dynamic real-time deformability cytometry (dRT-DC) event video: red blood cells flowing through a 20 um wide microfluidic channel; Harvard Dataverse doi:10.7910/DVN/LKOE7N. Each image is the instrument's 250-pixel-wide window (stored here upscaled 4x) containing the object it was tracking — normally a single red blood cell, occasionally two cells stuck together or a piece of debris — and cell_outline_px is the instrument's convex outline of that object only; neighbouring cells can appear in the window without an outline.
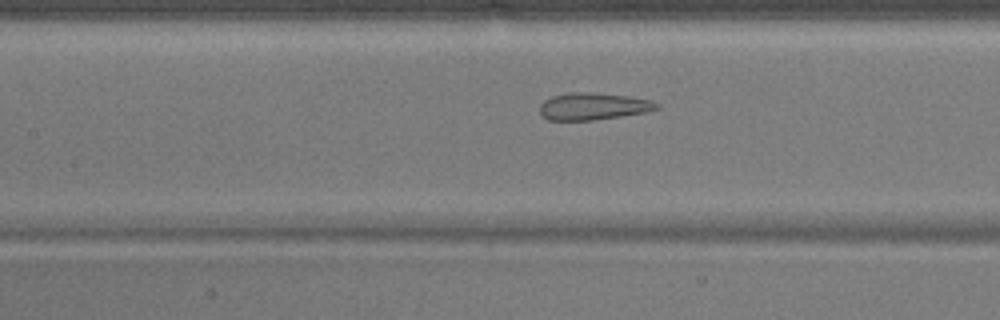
{"species": "common noctule bat (a hibernating species)", "species_latin": "Nyctalus noctula", "temperature_condition": "warm", "stored_images_in_passage": 41, "camera_frame_rate_fps": 3000, "um_per_image_px": 0.085, "animal": {"sex": "male", "body_mass_g": 17.9}, "frame": {"image": 1, "passage_image": 17, "time_ms": 5.333, "image_size_px": [1000, 320], "cell_outline_px": [[660, 108], [648, 112], [592, 120], [548, 120], [540, 112], [540, 104], [544, 100], [552, 96], [568, 92], [592, 92], [628, 96], [652, 100], [660, 104]], "centroid_in_image_um": [50.45, 9.03], "position_along_channel_um": 157.0, "area_um2": 18.55}}
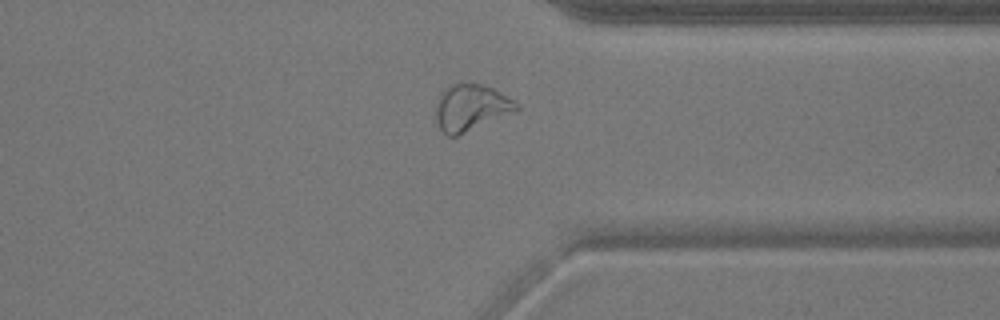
{"frame": {"image": 2, "passage_image": 34, "time_ms": 11.0, "image_size_px": [1000, 320], "cell_outline_px": [[520, 108], [516, 112], [456, 136], [448, 136], [440, 128], [436, 120], [436, 100], [440, 92], [448, 84], [460, 80], [480, 84], [492, 88], [520, 104]], "centroid_in_image_um": [40.01, 9.1], "position_along_channel_um": 371.4, "area_um2": 22.31}}
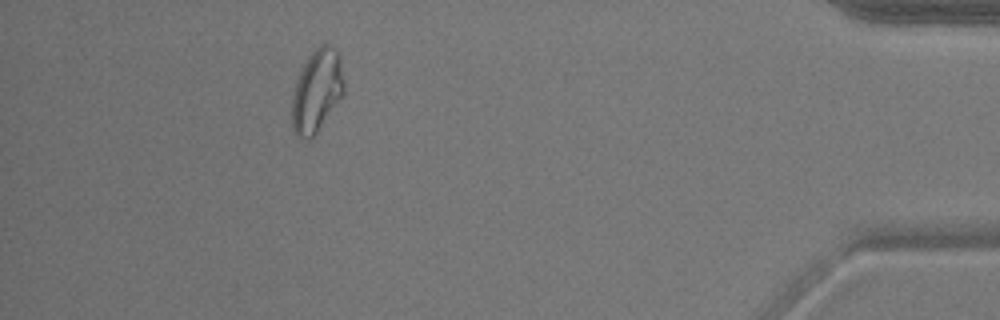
{"frame": {"image": 3, "passage_image": 41, "time_ms": 13.333, "image_size_px": [1000, 320], "cell_outline_px": [[344, 96], [312, 140], [300, 140], [296, 136], [292, 128], [292, 96], [300, 72], [308, 56], [320, 44], [328, 44], [336, 52], [344, 84]], "centroid_in_image_um": [26.91, 7.84], "position_along_channel_um": 408.3, "area_um2": 25.09}, "authors_computed_cell_mechanics": {"area_um2": 20.6924, "velocity_mm_per_s": 3.8282, "shape_relaxation_time_tau1_ms": null, "shape_relaxation_time_tau2_ms": 1.2895, "deformation_change_tau1": null, "deformation_change_tau2": 0.0787}}